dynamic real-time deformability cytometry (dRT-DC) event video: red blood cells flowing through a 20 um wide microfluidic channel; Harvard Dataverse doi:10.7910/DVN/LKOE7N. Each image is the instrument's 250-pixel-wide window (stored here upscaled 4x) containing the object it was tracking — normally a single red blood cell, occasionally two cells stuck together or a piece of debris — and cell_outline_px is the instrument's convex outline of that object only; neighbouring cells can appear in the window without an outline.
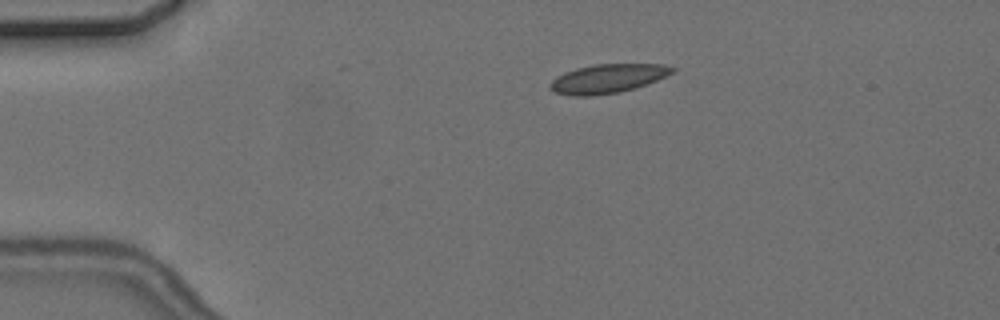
{"species": "common noctule bat (a hibernating species)", "species_latin": "Nyctalus noctula", "temperature_condition": "cold", "stored_images_in_passage": 2, "camera_frame_rate_fps": 3000, "um_per_image_px": 0.085, "animal": {"sex": "female", "body_mass_g": 24.6, "forearm_length_mm": 56.2}, "frame": {"image": 1, "passage_image": 1, "time_ms": 0.0, "image_size_px": [1000, 320], "cell_outline_px": [[676, 68], [672, 72], [648, 84], [636, 88], [620, 92], [592, 96], [572, 96], [556, 92], [548, 88], [548, 84], [556, 76], [564, 72], [576, 68], [596, 64], [664, 64]], "centroid_in_image_um": [51.61, 6.68], "position_along_channel_um": 33.4, "area_um2": 20.69}}